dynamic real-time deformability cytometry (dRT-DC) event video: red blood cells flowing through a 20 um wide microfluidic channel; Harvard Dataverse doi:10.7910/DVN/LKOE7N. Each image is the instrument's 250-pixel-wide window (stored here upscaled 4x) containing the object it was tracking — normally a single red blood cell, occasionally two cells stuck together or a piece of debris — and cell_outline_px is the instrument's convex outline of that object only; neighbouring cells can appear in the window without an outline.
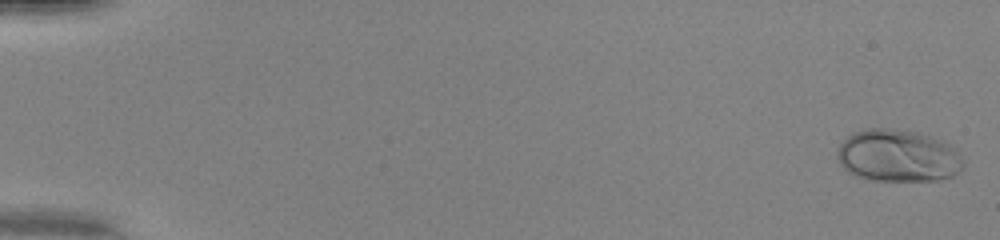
{"species": "human", "species_latin": "Homo sapiens", "temperature_condition": "warm", "stored_images_in_passage": 50, "camera_frame_rate_fps": 3000, "um_per_image_px": 0.085, "donor": {"sex": "female"}, "frame": {"image": 1, "passage_image": 1, "time_ms": 0.0, "image_size_px": [1000, 240], "cell_outline_px": [[964, 168], [952, 176], [940, 180], [872, 180], [852, 176], [840, 164], [836, 156], [836, 152], [840, 144], [852, 132], [864, 128], [892, 128], [920, 132], [944, 140], [956, 148], [964, 160]], "centroid_in_image_um": [76.34, 13.22], "position_along_channel_um": 8.7, "area_um2": 39.19}}
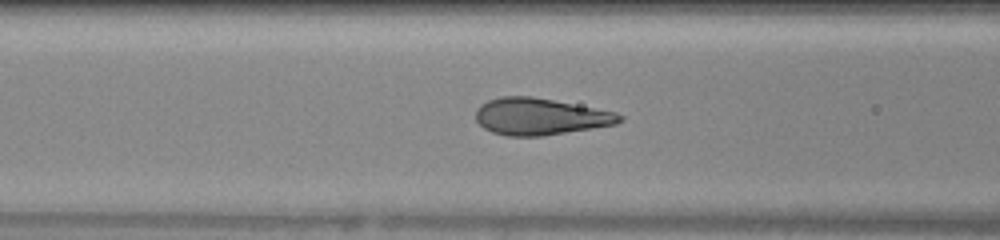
{"frame": {"image": 2, "passage_image": 22, "time_ms": 7.0, "image_size_px": [1000, 240], "cell_outline_px": [[624, 120], [616, 124], [592, 128], [540, 136], [508, 136], [492, 132], [484, 128], [476, 120], [476, 108], [480, 104], [488, 100], [500, 96], [532, 96], [616, 112], [624, 116]], "centroid_in_image_um": [45.89, 9.9], "position_along_channel_um": 120.7, "area_um2": 30.75}}
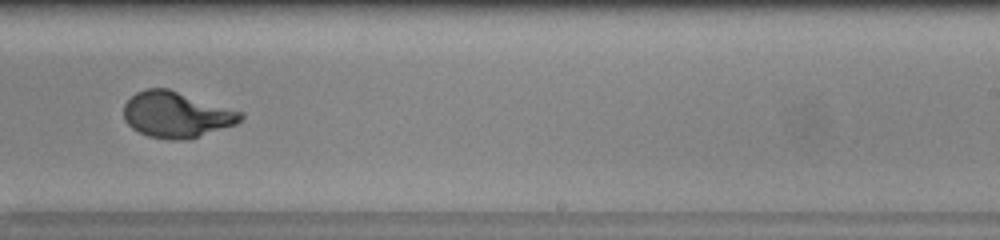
{"frame": {"image": 3, "passage_image": 33, "time_ms": 10.667, "image_size_px": [1000, 240], "cell_outline_px": [[244, 116], [236, 124], [188, 140], [168, 140], [148, 136], [132, 128], [124, 120], [124, 104], [136, 92], [144, 88], [168, 88], [244, 112]], "centroid_in_image_um": [15.0, 9.74], "position_along_channel_um": 274.0, "area_um2": 31.44}, "authors_computed_cell_mechanics": {"area_um2": 31.2698, "velocity_mm_per_s": 4.1889, "shape_relaxation_time_tau1_ms": 3.9505, "shape_relaxation_time_tau2_ms": null, "deformation_change_tau1": 0.2292, "deformation_change_tau2": null}}